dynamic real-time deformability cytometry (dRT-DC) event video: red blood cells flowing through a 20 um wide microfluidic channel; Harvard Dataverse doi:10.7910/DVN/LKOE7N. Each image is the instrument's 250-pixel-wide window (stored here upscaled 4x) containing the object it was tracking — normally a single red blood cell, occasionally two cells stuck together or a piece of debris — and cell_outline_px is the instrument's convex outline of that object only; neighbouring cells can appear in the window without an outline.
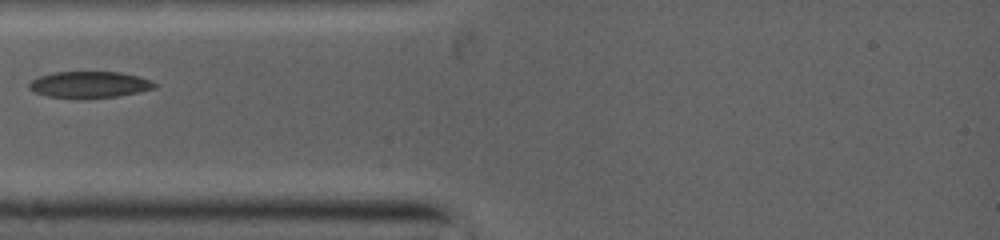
{"species": "common noctule bat (a hibernating species)", "species_latin": "Nyctalus noctula", "temperature_condition": "warm", "stored_images_in_passage": 1, "camera_frame_rate_fps": 5000, "um_per_image_px": 0.085, "animal": {"sex": "female", "body_mass_g": 19.0, "forearm_length_mm": 53.3}, "frame": {"image": 1, "passage_image": 1, "time_ms": 0.0, "image_size_px": [1000, 240], "cell_outline_px": [[156, 84], [152, 88], [136, 92], [116, 96], [48, 96], [36, 92], [28, 88], [28, 84], [32, 80], [40, 76], [56, 72], [120, 72], [136, 76], [148, 80]], "centroid_in_image_um": [7.55, 7.15], "position_along_channel_um": 77.4, "area_um2": 18.21}}